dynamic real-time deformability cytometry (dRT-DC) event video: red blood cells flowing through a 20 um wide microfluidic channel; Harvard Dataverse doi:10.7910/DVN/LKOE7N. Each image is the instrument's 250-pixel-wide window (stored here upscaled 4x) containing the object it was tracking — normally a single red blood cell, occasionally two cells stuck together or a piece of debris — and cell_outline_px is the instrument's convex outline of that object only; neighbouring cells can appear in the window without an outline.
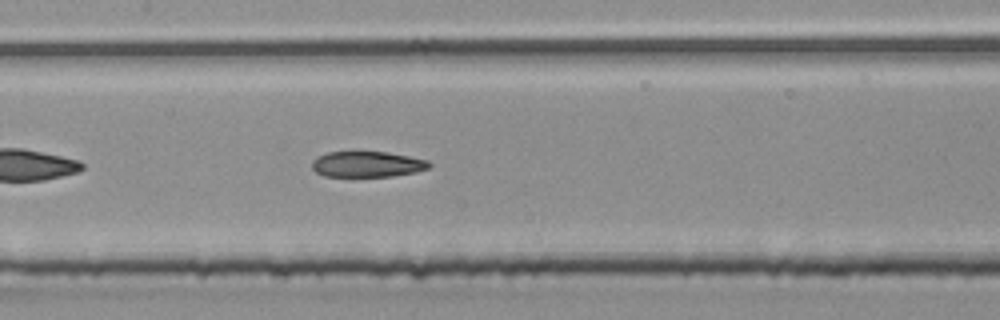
{"species": "common noctule bat (a hibernating species)", "species_latin": "Nyctalus noctula", "temperature_condition": "room temperature", "stored_images_in_passage": 36, "camera_frame_rate_fps": 3000, "um_per_image_px": 0.085, "animal": {"sex": "male", "body_mass_g": 20.4}, "frame": {"image": 1, "passage_image": 11, "time_ms": 3.333, "image_size_px": [1000, 320], "cell_outline_px": [[432, 164], [428, 168], [416, 172], [392, 176], [324, 176], [316, 172], [312, 168], [312, 160], [316, 156], [328, 152], [388, 152], [428, 160]], "centroid_in_image_um": [31.2, 13.95], "position_along_channel_um": 176.2, "area_um2": 17.57}, "authors_computed_cell_mechanics": {"area_um2": 18.5249, "velocity_mm_per_s": 3.8671, "shape_relaxation_time_tau1_ms": null, "shape_relaxation_time_tau2_ms": 3.836, "deformation_change_tau1": null, "deformation_change_tau2": 0.1159}}